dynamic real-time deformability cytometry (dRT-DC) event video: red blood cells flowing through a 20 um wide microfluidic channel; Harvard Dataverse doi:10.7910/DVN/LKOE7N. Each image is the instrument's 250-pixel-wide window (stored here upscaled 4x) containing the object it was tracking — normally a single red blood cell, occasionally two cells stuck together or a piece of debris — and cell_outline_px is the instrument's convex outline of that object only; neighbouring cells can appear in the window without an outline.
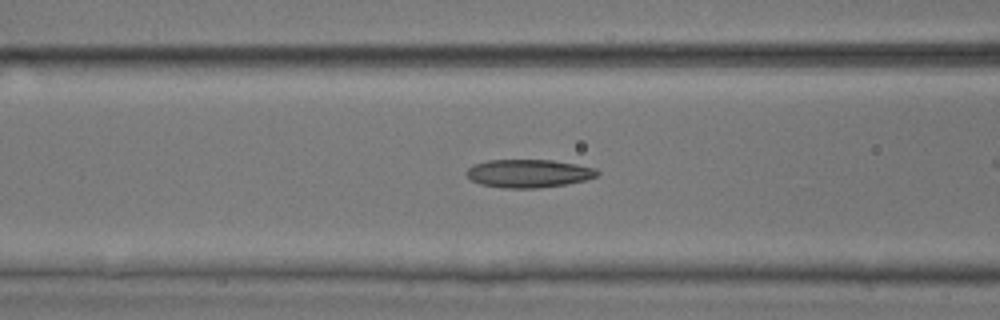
{"species": "common noctule bat (a hibernating species)", "species_latin": "Nyctalus noctula", "temperature_condition": "room temperature", "stored_images_in_passage": 42, "camera_frame_rate_fps": 3000, "um_per_image_px": 0.085, "animal": {"sex": "male", "body_mass_g": 17.9, "forearm_length_mm": 54.2}, "frame": {"image": 1, "passage_image": 22, "time_ms": 7.0, "image_size_px": [1000, 320], "cell_outline_px": [[600, 172], [596, 176], [584, 180], [568, 184], [536, 188], [504, 188], [480, 184], [472, 180], [464, 172], [472, 164], [488, 160], [552, 160], [576, 164], [596, 168]], "centroid_in_image_um": [44.91, 14.74], "position_along_channel_um": 121.7, "area_um2": 21.5}}
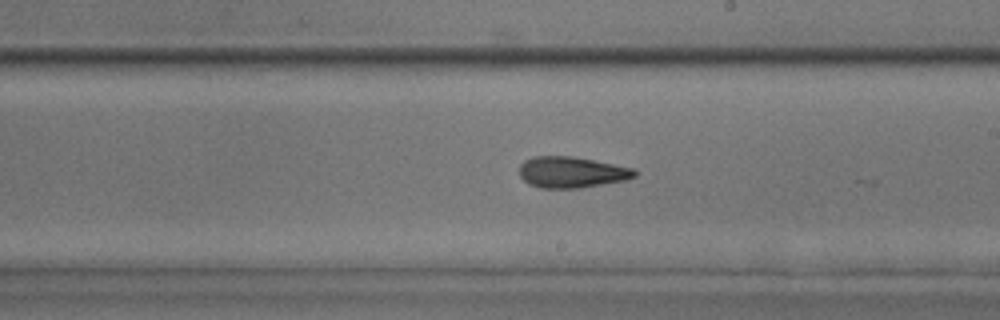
{"frame": {"image": 2, "passage_image": 31, "time_ms": 10.0, "image_size_px": [1000, 320], "cell_outline_px": [[636, 176], [624, 180], [580, 188], [540, 188], [528, 184], [520, 176], [520, 164], [524, 160], [532, 156], [572, 156], [636, 168]], "centroid_in_image_um": [48.57, 14.63], "position_along_channel_um": 240.4, "area_um2": 20.98}}
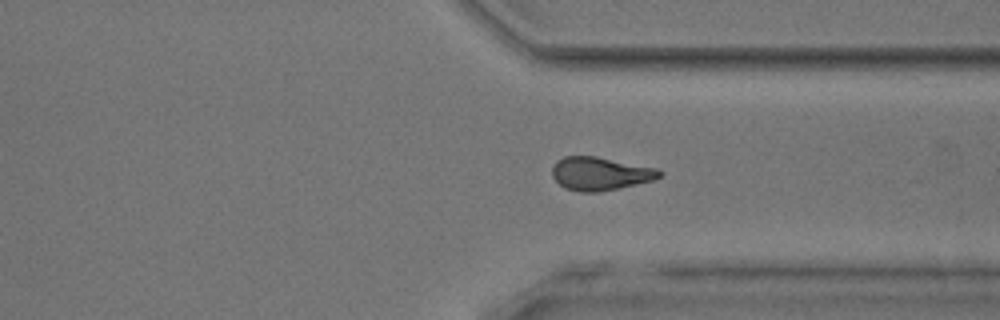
{"frame": {"image": 3, "passage_image": 40, "time_ms": 13.0, "image_size_px": [1000, 320], "cell_outline_px": [[664, 172], [660, 176], [652, 180], [616, 188], [596, 192], [580, 192], [564, 188], [552, 176], [552, 168], [556, 160], [564, 156], [596, 156], [656, 168]], "centroid_in_image_um": [50.97, 14.74], "position_along_channel_um": 360.4, "area_um2": 20.58}}